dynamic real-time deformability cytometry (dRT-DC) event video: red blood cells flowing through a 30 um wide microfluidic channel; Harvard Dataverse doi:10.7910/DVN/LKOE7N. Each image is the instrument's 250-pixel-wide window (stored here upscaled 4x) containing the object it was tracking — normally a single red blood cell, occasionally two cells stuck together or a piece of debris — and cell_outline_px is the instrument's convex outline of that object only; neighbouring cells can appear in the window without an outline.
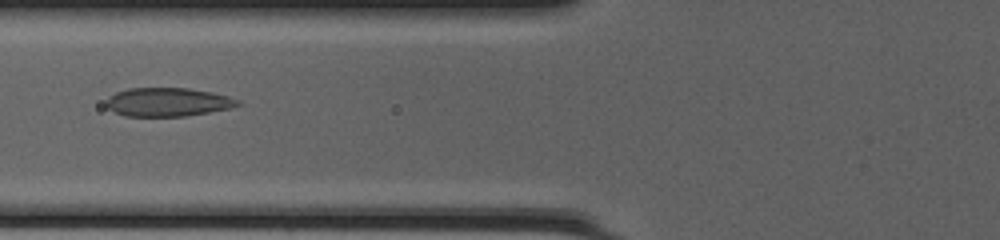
{"species": "common noctule bat (a hibernating species)", "species_latin": "Nyctalus noctula", "temperature_condition": "cold", "stored_images_in_passage": 50, "camera_frame_rate_fps": 3000, "um_per_image_px": 0.085, "animal": {"sex": "female", "body_mass_g": 20.0, "forearm_length_mm": 54.0}, "frame": {"image": 1, "passage_image": 21, "time_ms": 6.667, "image_size_px": [1000, 240], "cell_outline_px": [[244, 104], [232, 108], [188, 116], [124, 116], [108, 108], [108, 96], [116, 92], [128, 88], [188, 88], [212, 92], [228, 96], [240, 100]], "centroid_in_image_um": [14.33, 8.67], "position_along_channel_um": 111.5, "area_um2": 22.08}}
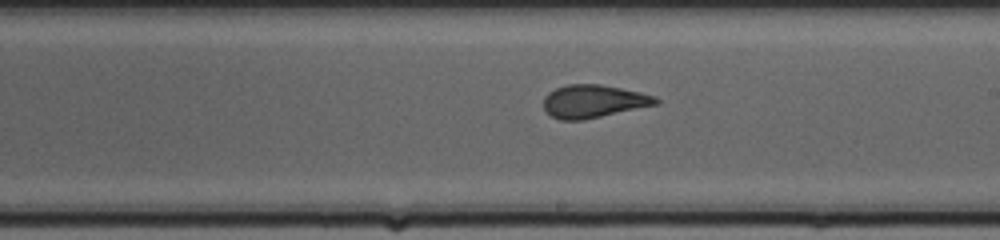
{"frame": {"image": 2, "passage_image": 30, "time_ms": 9.667, "image_size_px": [1000, 240], "cell_outline_px": [[660, 104], [584, 120], [560, 120], [552, 116], [544, 108], [544, 96], [548, 92], [556, 88], [568, 84], [600, 84], [640, 92], [656, 96], [660, 100]], "centroid_in_image_um": [50.48, 8.61], "position_along_channel_um": 238.5, "area_um2": 21.68}}
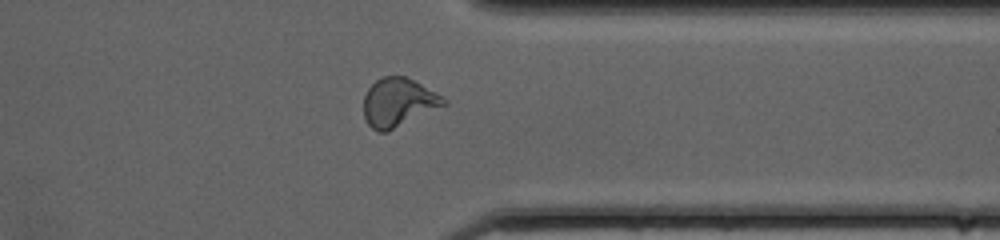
{"frame": {"image": 3, "passage_image": 40, "time_ms": 13.0, "image_size_px": [1000, 240], "cell_outline_px": [[448, 104], [388, 132], [376, 132], [368, 124], [364, 116], [364, 96], [368, 88], [376, 80], [384, 76], [404, 76], [436, 92], [448, 100]], "centroid_in_image_um": [33.86, 8.73], "position_along_channel_um": 377.5, "area_um2": 22.72}, "authors_computed_cell_mechanics": {"area_um2": 22.5998, "velocity_mm_per_s": 4.2362, "shape_relaxation_time_tau1_ms": null, "shape_relaxation_time_tau2_ms": 0.9466, "deformation_change_tau1": null, "deformation_change_tau2": 0.0706}}